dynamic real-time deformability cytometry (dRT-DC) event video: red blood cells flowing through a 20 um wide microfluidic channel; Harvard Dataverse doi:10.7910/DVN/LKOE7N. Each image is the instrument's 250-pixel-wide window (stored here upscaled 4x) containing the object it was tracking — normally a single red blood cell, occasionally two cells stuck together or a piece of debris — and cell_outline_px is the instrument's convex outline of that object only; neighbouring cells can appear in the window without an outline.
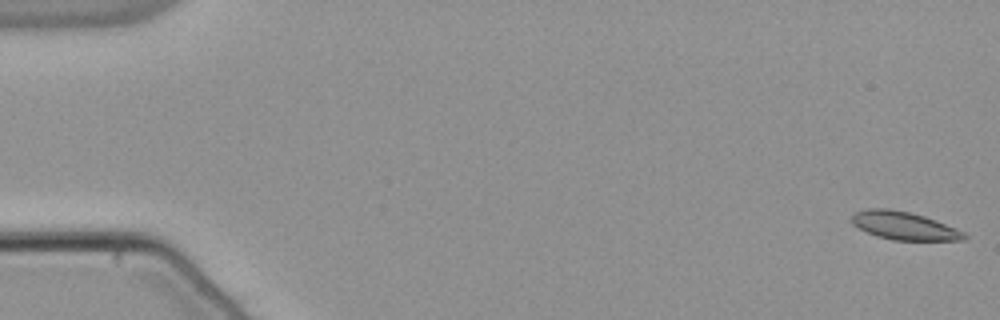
{"species": "common noctule bat (a hibernating species)", "species_latin": "Nyctalus noctula", "temperature_condition": "warm", "stored_images_in_passage": 55, "camera_frame_rate_fps": 3000, "um_per_image_px": 0.085, "animal": {"sex": "male", "body_mass_g": 21.5, "forearm_length_mm": 52.0}, "frame": {"image": 1, "passage_image": 1, "time_ms": 0.0, "image_size_px": [1000, 320], "cell_outline_px": [[968, 236], [964, 240], [892, 240], [876, 236], [852, 224], [852, 216], [856, 212], [868, 208], [888, 208], [908, 212], [924, 216], [956, 228], [964, 232]], "centroid_in_image_um": [76.85, 19.19], "position_along_channel_um": 8.1, "area_um2": 18.21}}
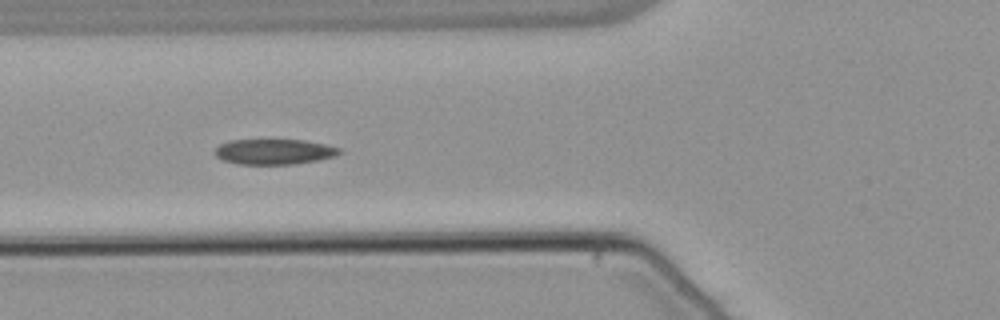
{"frame": {"image": 2, "passage_image": 21, "time_ms": 6.667, "image_size_px": [1000, 320], "cell_outline_px": [[344, 152], [336, 156], [316, 160], [292, 164], [240, 164], [224, 160], [216, 156], [212, 152], [220, 144], [228, 140], [304, 140], [324, 144], [340, 148]], "centroid_in_image_um": [23.3, 12.89], "position_along_channel_um": 102.5, "area_um2": 18.38}}
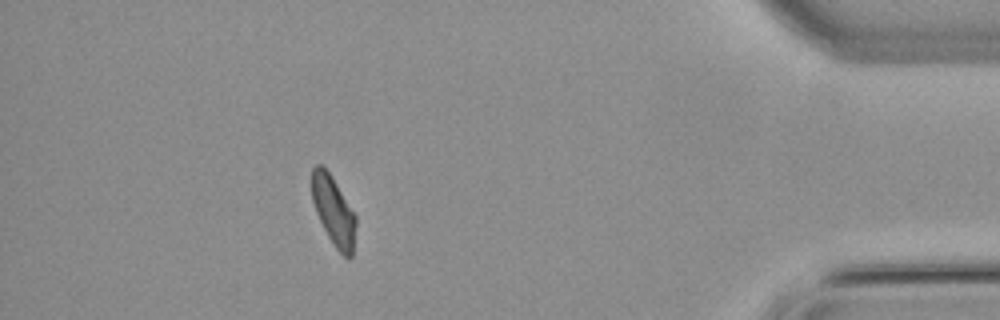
{"frame": {"image": 3, "passage_image": 49, "time_ms": 16.0, "image_size_px": [1000, 320], "cell_outline_px": [[356, 224], [352, 256], [348, 260], [332, 244], [316, 212], [312, 200], [312, 168], [316, 164], [320, 164], [328, 172], [336, 184], [356, 216]], "centroid_in_image_um": [28.35, 17.96], "position_along_channel_um": 406.9, "area_um2": 17.4}, "authors_computed_cell_mechanics": {"area_um2": 18.785, "velocity_mm_per_s": 3.8043, "shape_relaxation_time_tau1_ms": null, "shape_relaxation_time_tau2_ms": 4.7898, "deformation_change_tau1": null, "deformation_change_tau2": 0.0848}}